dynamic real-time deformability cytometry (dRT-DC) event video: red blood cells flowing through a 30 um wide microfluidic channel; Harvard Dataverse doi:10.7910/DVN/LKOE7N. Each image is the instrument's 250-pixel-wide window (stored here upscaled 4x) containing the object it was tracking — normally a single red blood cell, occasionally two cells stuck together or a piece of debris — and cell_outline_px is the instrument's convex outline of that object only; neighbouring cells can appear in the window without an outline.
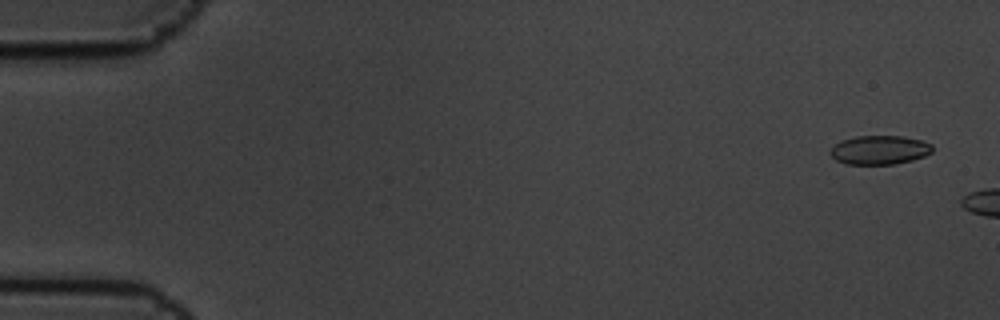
{"species": "common noctule bat (a hibernating species)", "species_latin": "Nyctalus noctula", "temperature_condition": "cold", "stored_images_in_passage": 3, "camera_frame_rate_fps": 3000, "um_per_image_px": 0.085, "animal": {"sex": "male", "body_mass_g": 19.5, "forearm_length_mm": 54.6}, "frame": {"image": 1, "passage_image": 1, "time_ms": 0.0, "image_size_px": [1000, 320], "cell_outline_px": [[932, 152], [924, 156], [912, 160], [896, 164], [844, 164], [836, 160], [828, 152], [840, 140], [856, 136], [904, 136], [920, 140], [932, 144]], "centroid_in_image_um": [74.75, 12.75], "position_along_channel_um": 10.3, "area_um2": 17.28}}